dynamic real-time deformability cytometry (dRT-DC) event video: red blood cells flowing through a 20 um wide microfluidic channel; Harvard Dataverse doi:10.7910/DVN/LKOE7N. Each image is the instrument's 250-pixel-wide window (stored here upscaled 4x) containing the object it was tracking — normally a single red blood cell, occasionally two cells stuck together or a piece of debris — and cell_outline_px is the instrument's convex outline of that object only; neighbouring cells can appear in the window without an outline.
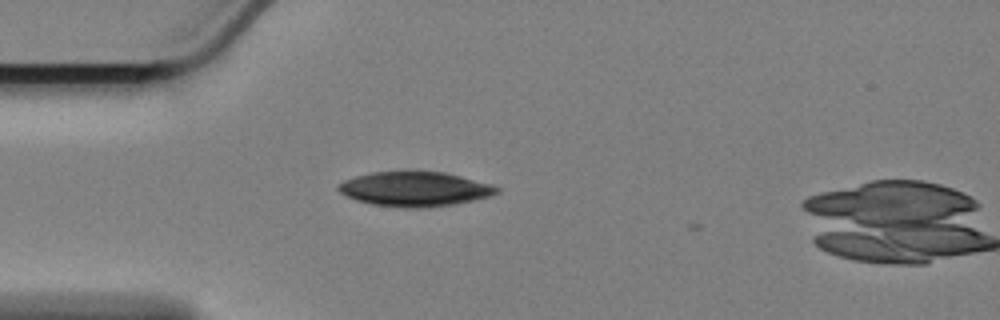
{"species": "Egyptian fruit bat (a non-hibernating species)", "species_latin": "Rousettus aegyptiacus", "temperature_condition": "cold", "stored_images_in_passage": 2, "camera_frame_rate_fps": 3000, "um_per_image_px": 0.085, "animal": {"sex": "female"}, "frame": {"image": 1, "passage_image": 1, "time_ms": 0.0, "image_size_px": [1000, 320], "cell_outline_px": [[500, 192], [492, 196], [476, 200], [456, 204], [428, 208], [404, 208], [372, 204], [356, 200], [340, 192], [336, 188], [344, 180], [356, 176], [372, 172], [444, 172], [492, 184], [500, 188]], "centroid_in_image_um": [35.32, 16.08], "position_along_channel_um": 49.7, "area_um2": 32.02}}